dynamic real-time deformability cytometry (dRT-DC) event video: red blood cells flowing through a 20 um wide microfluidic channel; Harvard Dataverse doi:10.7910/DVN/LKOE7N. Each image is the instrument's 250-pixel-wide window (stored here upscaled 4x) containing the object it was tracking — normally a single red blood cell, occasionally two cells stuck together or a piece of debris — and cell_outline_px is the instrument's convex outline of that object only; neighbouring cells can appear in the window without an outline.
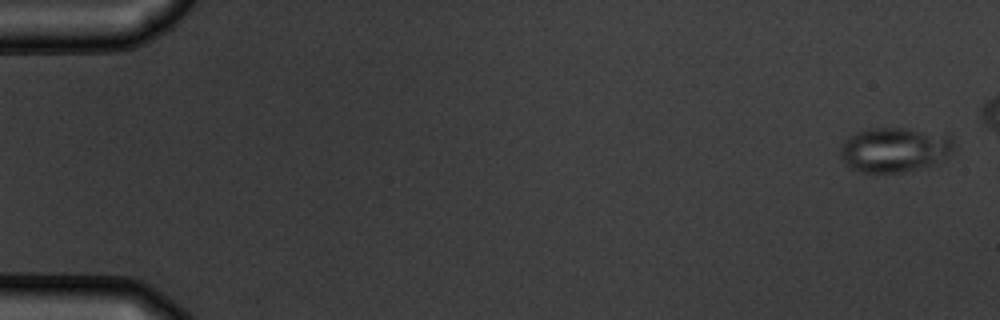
{"species": "common noctule bat (a hibernating species)", "species_latin": "Nyctalus noctula", "temperature_condition": "warm", "stored_images_in_passage": 11, "segment_of_instrument_passage": [1, 2], "camera_frame_rate_fps": 3000, "um_per_image_px": 0.085, "animal": {"sex": "male", "body_mass_g": 19.5, "forearm_length_mm": 54.6}, "frame": {"image": 1, "passage_image": 1, "time_ms": 0.0, "image_size_px": [1000, 320], "cell_outline_px": [[956, 148], [952, 152], [936, 164], [904, 172], [860, 172], [848, 168], [840, 156], [840, 148], [844, 140], [848, 136], [868, 128], [904, 128], [944, 132], [952, 136], [956, 144]], "centroid_in_image_um": [76.09, 12.71], "position_along_channel_um": 8.9, "area_um2": 30.35}}
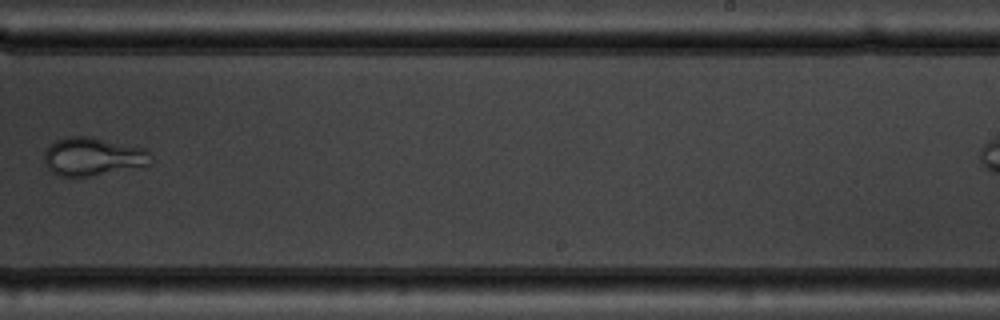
{"frame": {"image": 2, "passage_image": 10, "time_ms": 11.333, "image_size_px": [1000, 320], "cell_outline_px": [[152, 164], [144, 168], [92, 176], [60, 176], [52, 172], [44, 164], [44, 152], [56, 140], [64, 136], [88, 136], [144, 148], [148, 152]], "centroid_in_image_um": [7.92, 13.33], "position_along_channel_um": 281.1, "area_um2": 24.1}}